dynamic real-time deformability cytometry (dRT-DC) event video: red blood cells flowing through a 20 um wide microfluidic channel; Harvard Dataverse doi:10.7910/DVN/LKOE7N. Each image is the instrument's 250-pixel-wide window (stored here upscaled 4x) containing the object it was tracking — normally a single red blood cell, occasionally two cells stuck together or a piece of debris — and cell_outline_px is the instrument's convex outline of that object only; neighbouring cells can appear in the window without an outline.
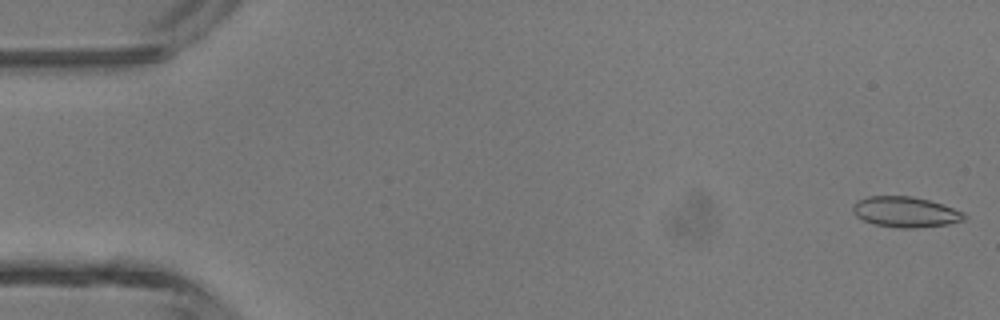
{"species": "common noctule bat (a hibernating species)", "species_latin": "Nyctalus noctula", "temperature_condition": "room temperature", "stored_images_in_passage": 4, "camera_frame_rate_fps": 3000, "um_per_image_px": 0.085, "animal": {"sex": "male", "body_mass_g": 13.3}, "frame": {"image": 1, "passage_image": 1, "time_ms": 0.0, "image_size_px": [1000, 320], "cell_outline_px": [[968, 216], [964, 220], [948, 224], [916, 228], [900, 228], [876, 224], [864, 220], [856, 216], [852, 212], [852, 204], [856, 200], [868, 196], [912, 196], [928, 200], [964, 212]], "centroid_in_image_um": [76.94, 18.01], "position_along_channel_um": 8.1, "area_um2": 19.83}}